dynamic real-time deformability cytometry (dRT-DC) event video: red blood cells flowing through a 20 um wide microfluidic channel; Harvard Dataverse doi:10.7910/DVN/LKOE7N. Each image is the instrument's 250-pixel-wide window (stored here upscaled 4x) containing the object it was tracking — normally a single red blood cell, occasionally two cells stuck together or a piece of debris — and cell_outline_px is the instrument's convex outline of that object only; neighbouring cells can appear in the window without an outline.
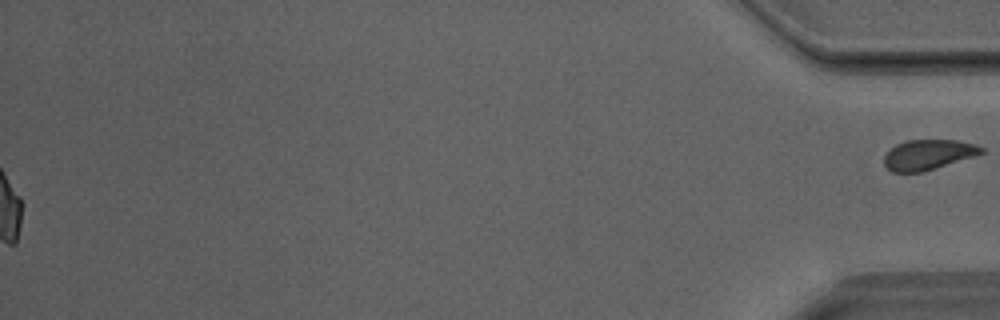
{"species": "Egyptian fruit bat (a non-hibernating species)", "species_latin": "Rousettus aegyptiacus", "temperature_condition": "room temperature", "stored_images_in_passage": 40, "segment_of_instrument_passage": [2, 2], "camera_frame_rate_fps": 3000, "um_per_image_px": 0.085, "animal": {"sex": "male"}, "frame": {"image": 1, "passage_image": 40, "time_ms": 13.0, "image_size_px": [1000, 320], "cell_outline_px": [[984, 152], [972, 156], [920, 172], [892, 172], [884, 164], [884, 156], [896, 144], [904, 140], [956, 140], [976, 144], [984, 148]], "centroid_in_image_um": [78.86, 13.12], "position_along_channel_um": 356.3, "area_um2": 16.7}}